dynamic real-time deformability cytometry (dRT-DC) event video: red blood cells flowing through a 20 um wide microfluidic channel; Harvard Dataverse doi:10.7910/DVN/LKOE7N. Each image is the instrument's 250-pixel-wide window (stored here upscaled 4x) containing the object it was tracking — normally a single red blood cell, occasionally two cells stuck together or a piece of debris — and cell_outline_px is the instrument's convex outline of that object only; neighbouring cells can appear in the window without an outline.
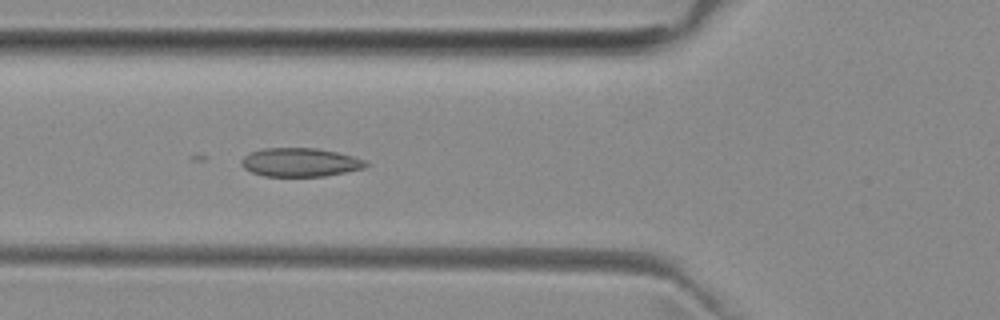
{"species": "common noctule bat (a hibernating species)", "species_latin": "Nyctalus noctula", "temperature_condition": "room temperature", "stored_images_in_passage": 4, "camera_frame_rate_fps": 3000, "um_per_image_px": 0.085, "animal": {"sex": "female", "body_mass_g": 29.2, "forearm_length_mm": 56.3}, "frame": {"image": 1, "passage_image": 4, "time_ms": 3.333, "image_size_px": [1000, 320], "cell_outline_px": [[368, 164], [364, 168], [324, 176], [264, 176], [252, 172], [244, 168], [240, 164], [240, 160], [244, 156], [252, 152], [264, 148], [316, 148], [336, 152], [368, 160]], "centroid_in_image_um": [25.51, 13.79], "position_along_channel_um": 100.3, "area_um2": 20.69}}